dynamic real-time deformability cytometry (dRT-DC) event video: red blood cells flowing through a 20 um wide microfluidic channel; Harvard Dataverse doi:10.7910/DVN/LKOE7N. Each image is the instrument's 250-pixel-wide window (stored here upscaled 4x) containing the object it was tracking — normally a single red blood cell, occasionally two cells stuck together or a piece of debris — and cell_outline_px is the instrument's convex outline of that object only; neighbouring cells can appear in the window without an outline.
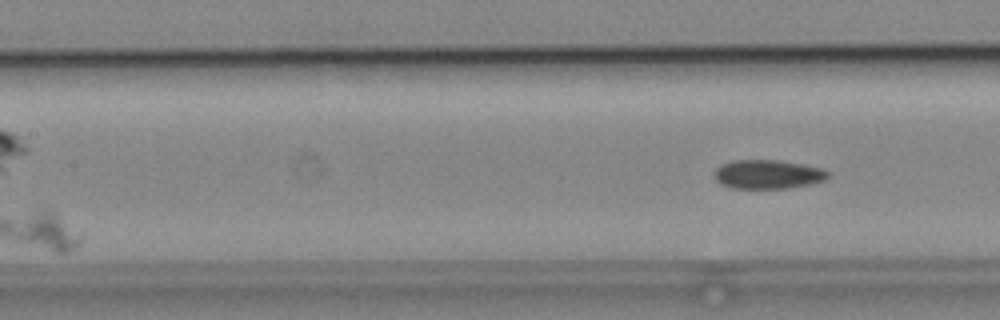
{"species": "common noctule bat (a hibernating species)", "species_latin": "Nyctalus noctula", "temperature_condition": "cold", "stored_images_in_passage": 6, "camera_frame_rate_fps": 3000, "um_per_image_px": 0.085, "animal": {"sex": "male", "body_mass_g": 19.2, "forearm_length_mm": 51.8}, "frame": {"image": 1, "passage_image": 6, "time_ms": 1.667, "image_size_px": [1000, 320], "cell_outline_px": [[828, 176], [824, 180], [808, 184], [788, 188], [732, 188], [720, 184], [716, 180], [716, 168], [720, 164], [732, 160], [780, 160], [804, 164], [824, 168], [828, 172]], "centroid_in_image_um": [65.26, 14.8], "position_along_channel_um": 142.1, "area_um2": 19.19}}